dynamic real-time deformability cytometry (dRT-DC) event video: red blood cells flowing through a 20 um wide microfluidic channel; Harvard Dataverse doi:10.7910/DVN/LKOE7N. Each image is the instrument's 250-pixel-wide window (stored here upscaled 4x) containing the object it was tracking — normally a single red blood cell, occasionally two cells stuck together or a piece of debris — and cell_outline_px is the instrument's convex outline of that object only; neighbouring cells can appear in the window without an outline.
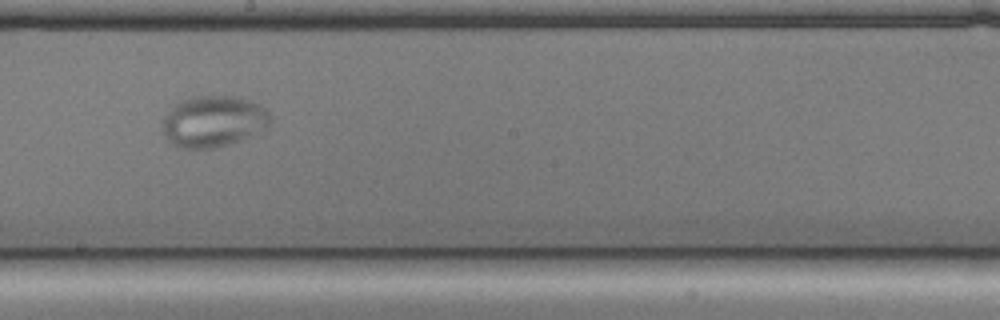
{"species": "common noctule bat (a hibernating species)", "species_latin": "Nyctalus noctula", "temperature_condition": "cold", "stored_images_in_passage": 42, "camera_frame_rate_fps": 3000, "um_per_image_px": 0.085, "animal": {"sex": "male", "body_mass_g": 17.9, "forearm_length_mm": 54.2}, "frame": {"image": 1, "passage_image": 17, "time_ms": 5.333, "image_size_px": [1000, 320], "cell_outline_px": [[268, 128], [264, 132], [228, 144], [212, 148], [180, 148], [172, 144], [168, 140], [164, 132], [164, 116], [172, 104], [196, 96], [232, 96], [248, 100], [260, 104], [268, 112]], "centroid_in_image_um": [18.15, 10.32], "position_along_channel_um": 230.1, "area_um2": 32.14}}
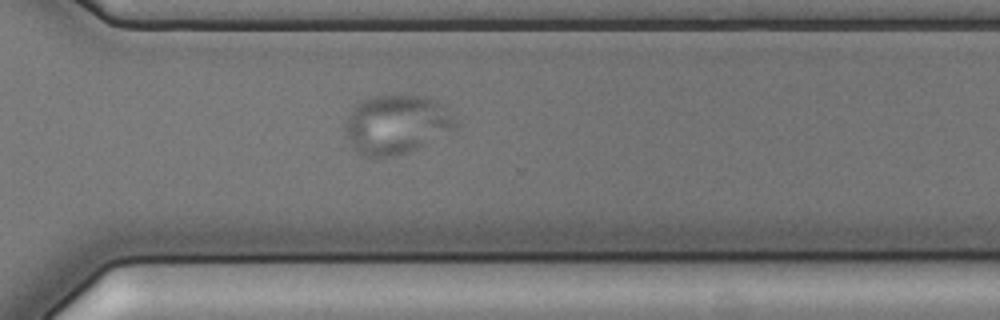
{"frame": {"image": 2, "passage_image": 26, "time_ms": 8.333, "image_size_px": [1000, 320], "cell_outline_px": [[460, 128], [408, 152], [392, 156], [364, 156], [352, 148], [348, 140], [344, 128], [344, 124], [352, 108], [356, 104], [372, 96], [420, 96], [432, 100], [440, 104], [460, 124]], "centroid_in_image_um": [33.69, 10.6], "position_along_channel_um": 336.9, "area_um2": 37.69}}
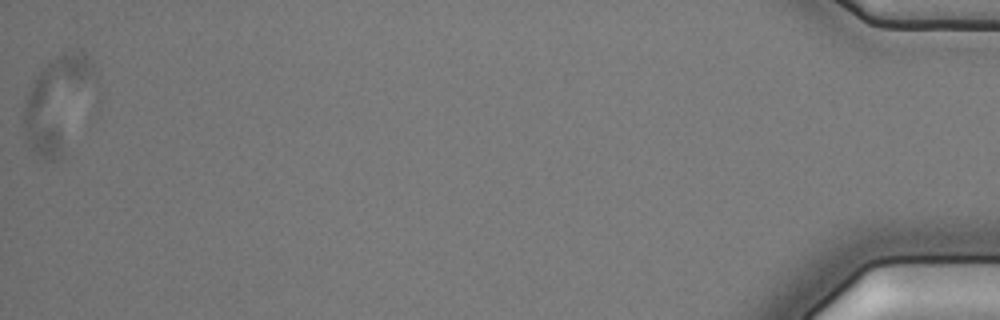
{"frame": {"image": 3, "passage_image": 42, "time_ms": 13.667, "image_size_px": [1000, 320], "cell_outline_px": [[96, 72], [60, 156], [52, 160], [44, 160], [24, 140], [24, 104], [28, 88], [40, 72], [56, 56], [64, 52], [84, 52], [92, 60]], "centroid_in_image_um": [4.8, 8.71], "position_along_channel_um": 430.4, "area_um2": 36.82}}